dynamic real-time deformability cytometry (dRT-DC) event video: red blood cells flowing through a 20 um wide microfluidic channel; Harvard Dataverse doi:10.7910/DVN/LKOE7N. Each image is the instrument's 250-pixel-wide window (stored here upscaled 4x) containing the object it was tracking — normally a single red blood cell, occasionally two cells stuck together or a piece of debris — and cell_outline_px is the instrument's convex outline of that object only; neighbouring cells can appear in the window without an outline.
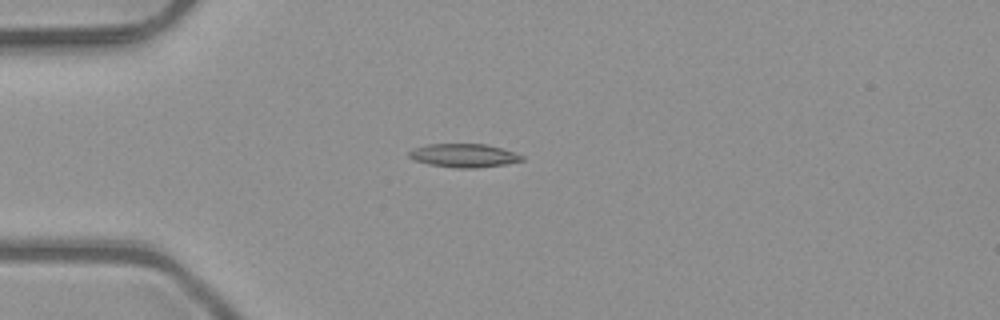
{"species": "common noctule bat (a hibernating species)", "species_latin": "Nyctalus noctula", "temperature_condition": "room temperature", "stored_images_in_passage": 4, "camera_frame_rate_fps": 3000, "um_per_image_px": 0.085, "animal": {"sex": "male", "body_mass_g": 23.1, "forearm_length_mm": 52.7}, "frame": {"image": 1, "passage_image": 3, "time_ms": 0.667, "image_size_px": [1000, 320], "cell_outline_px": [[524, 160], [504, 164], [472, 168], [460, 168], [428, 164], [416, 160], [408, 156], [408, 152], [412, 148], [428, 144], [484, 144], [516, 152], [524, 156]], "centroid_in_image_um": [39.42, 13.21], "position_along_channel_um": 45.6, "area_um2": 15.32}}